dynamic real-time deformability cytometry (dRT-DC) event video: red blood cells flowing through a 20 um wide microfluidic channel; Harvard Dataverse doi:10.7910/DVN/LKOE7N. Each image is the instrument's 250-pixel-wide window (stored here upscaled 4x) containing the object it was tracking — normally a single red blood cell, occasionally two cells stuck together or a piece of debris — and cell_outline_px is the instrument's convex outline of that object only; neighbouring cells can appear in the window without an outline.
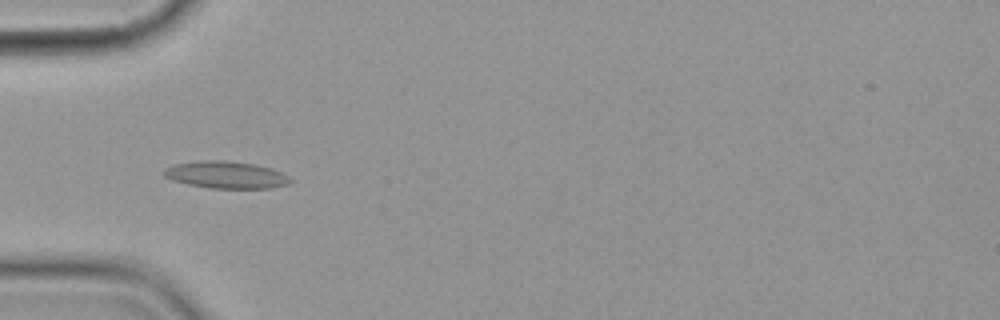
{"species": "common noctule bat (a hibernating species)", "species_latin": "Nyctalus noctula", "temperature_condition": "cold", "stored_images_in_passage": 4, "camera_frame_rate_fps": 3000, "um_per_image_px": 0.085, "animal": {"sex": "female", "body_mass_g": 19.9}, "frame": {"image": 1, "passage_image": 3, "time_ms": 2.333, "image_size_px": [1000, 320], "cell_outline_px": [[292, 180], [288, 184], [272, 188], [212, 188], [188, 184], [172, 180], [164, 176], [164, 168], [176, 164], [200, 160], [224, 160], [256, 164], [280, 172], [288, 176]], "centroid_in_image_um": [19.2, 14.86], "position_along_channel_um": 65.8, "area_um2": 19.83}}
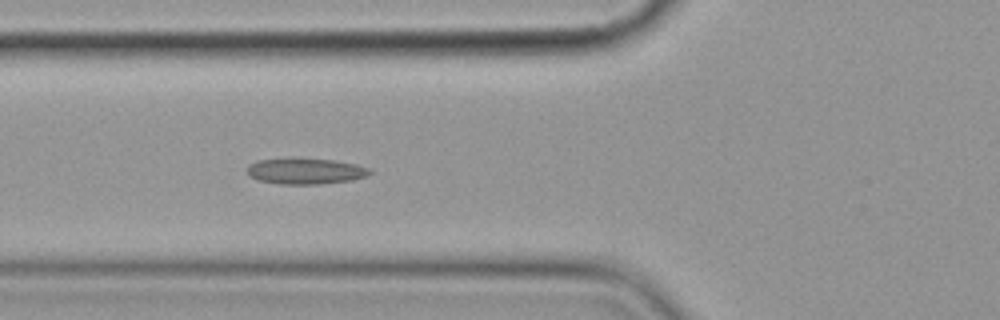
{"frame": {"image": 2, "passage_image": 4, "time_ms": 3.333, "image_size_px": [1000, 320], "cell_outline_px": [[372, 172], [368, 176], [352, 180], [320, 184], [280, 184], [260, 180], [248, 176], [248, 164], [256, 160], [288, 156], [292, 156], [336, 160], [356, 164], [368, 168]], "centroid_in_image_um": [25.93, 14.5], "position_along_channel_um": 99.9, "area_um2": 19.25}}